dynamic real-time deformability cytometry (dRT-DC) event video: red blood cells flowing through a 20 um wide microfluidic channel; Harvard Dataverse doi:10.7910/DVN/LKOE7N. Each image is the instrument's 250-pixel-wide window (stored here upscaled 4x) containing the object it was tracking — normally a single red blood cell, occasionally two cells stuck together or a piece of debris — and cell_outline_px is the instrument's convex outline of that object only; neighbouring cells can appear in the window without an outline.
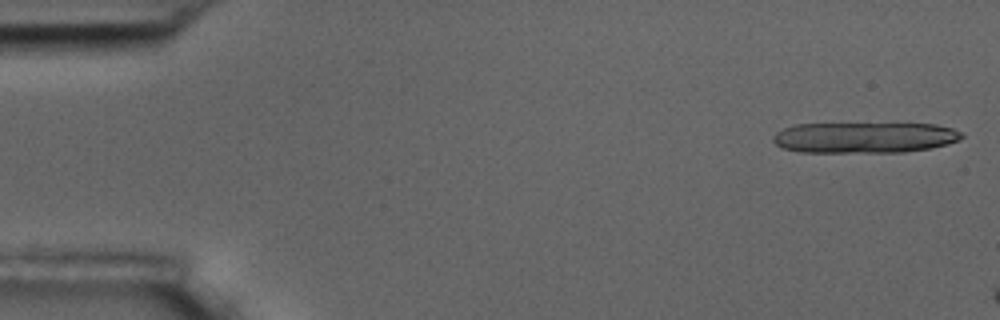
{"species": "common noctule bat (a hibernating species)", "species_latin": "Nyctalus noctula", "temperature_condition": "room temperature", "stored_images_in_passage": 8, "camera_frame_rate_fps": 3000, "um_per_image_px": 0.085, "animal": {"sex": "male", "body_mass_g": 17.5, "forearm_length_mm": 52.3}, "frame": {"image": 1, "passage_image": 1, "time_ms": 0.0, "image_size_px": [1000, 320], "cell_outline_px": [[964, 136], [948, 144], [928, 148], [904, 152], [800, 152], [780, 148], [772, 140], [772, 136], [776, 132], [784, 128], [796, 124], [936, 124], [952, 128], [960, 132]], "centroid_in_image_um": [73.43, 11.69], "position_along_channel_um": 11.6, "area_um2": 33.81}}